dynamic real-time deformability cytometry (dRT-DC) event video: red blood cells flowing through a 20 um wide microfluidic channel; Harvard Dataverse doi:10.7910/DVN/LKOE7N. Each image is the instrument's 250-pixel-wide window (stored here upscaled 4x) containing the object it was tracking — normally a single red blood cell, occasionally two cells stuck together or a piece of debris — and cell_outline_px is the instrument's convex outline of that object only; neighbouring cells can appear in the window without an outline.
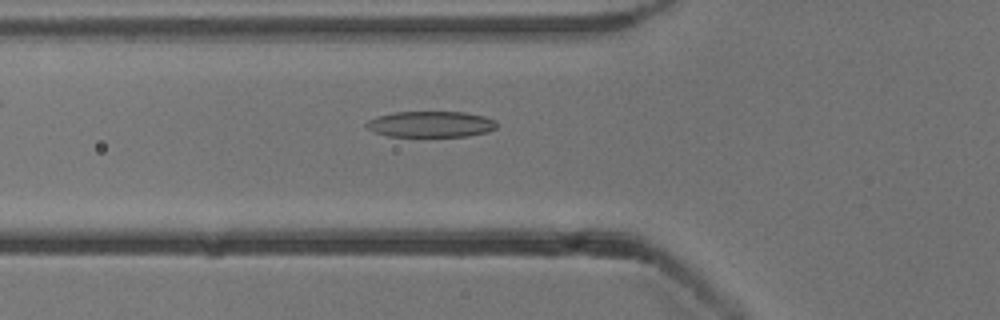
{"species": "common noctule bat (a hibernating species)", "species_latin": "Nyctalus noctula", "temperature_condition": "cold", "stored_images_in_passage": 39, "camera_frame_rate_fps": 3000, "um_per_image_px": 0.085, "animal": {"sex": "male", "body_mass_g": 13.3}, "frame": {"image": 1, "passage_image": 8, "time_ms": 2.333, "image_size_px": [1000, 320], "cell_outline_px": [[496, 128], [488, 132], [468, 136], [388, 136], [364, 128], [364, 124], [368, 120], [376, 116], [392, 112], [464, 112], [484, 116], [496, 120]], "centroid_in_image_um": [36.59, 10.55], "position_along_channel_um": 89.2, "area_um2": 19.88}}
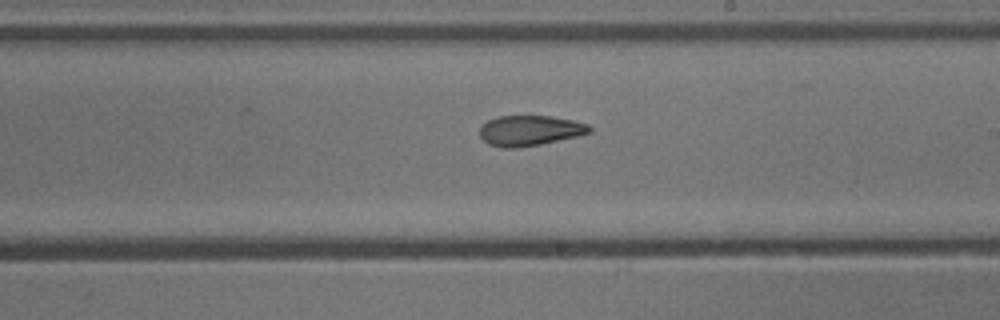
{"frame": {"image": 2, "passage_image": 20, "time_ms": 6.333, "image_size_px": [1000, 320], "cell_outline_px": [[592, 132], [576, 136], [540, 144], [512, 148], [504, 148], [488, 144], [480, 136], [480, 128], [488, 120], [496, 116], [552, 116], [572, 120], [588, 124], [592, 128]], "centroid_in_image_um": [45.03, 11.09], "position_along_channel_um": 244.0, "area_um2": 19.25}}
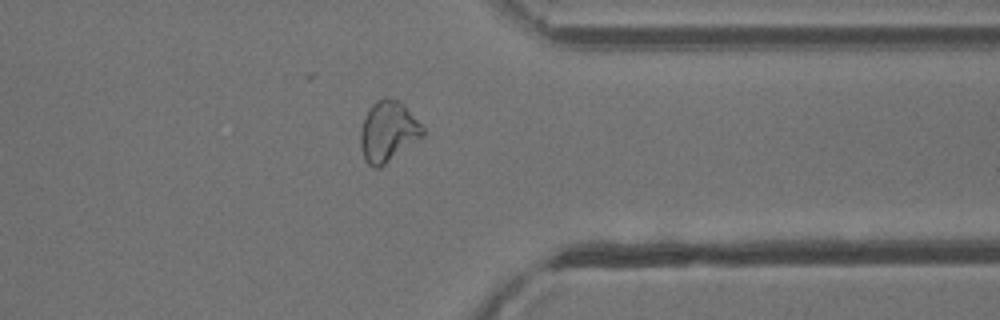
{"frame": {"image": 3, "passage_image": 31, "time_ms": 10.0, "image_size_px": [1000, 320], "cell_outline_px": [[424, 136], [380, 168], [372, 168], [364, 160], [360, 148], [360, 132], [364, 120], [372, 104], [376, 100], [384, 96], [400, 100], [404, 104], [424, 128]], "centroid_in_image_um": [32.98, 11.18], "position_along_channel_um": 378.4, "area_um2": 22.2}}